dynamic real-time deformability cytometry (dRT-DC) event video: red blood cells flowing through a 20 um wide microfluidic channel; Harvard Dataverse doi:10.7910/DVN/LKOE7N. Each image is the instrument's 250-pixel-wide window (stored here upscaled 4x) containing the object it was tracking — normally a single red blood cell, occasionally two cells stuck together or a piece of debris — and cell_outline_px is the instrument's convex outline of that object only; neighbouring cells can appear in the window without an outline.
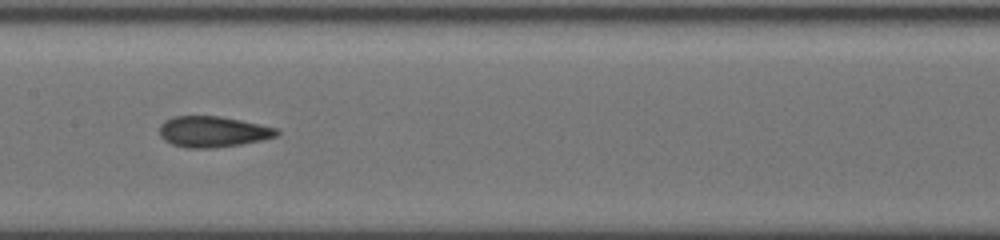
{"species": "common noctule bat (a hibernating species)", "species_latin": "Nyctalus noctula", "temperature_condition": "cold", "stored_images_in_passage": 19, "camera_frame_rate_fps": 3000, "um_per_image_px": 0.085, "animal": {"sex": "female", "body_mass_g": 19.5, "forearm_length_mm": 54.1}, "frame": {"image": 1, "passage_image": 16, "time_ms": 10.0, "image_size_px": [1000, 240], "cell_outline_px": [[280, 132], [276, 136], [260, 140], [240, 144], [212, 148], [184, 148], [172, 144], [164, 140], [160, 136], [160, 124], [164, 120], [176, 116], [220, 116], [260, 124], [276, 128]], "centroid_in_image_um": [18.06, 11.19], "position_along_channel_um": 189.3, "area_um2": 21.04}}
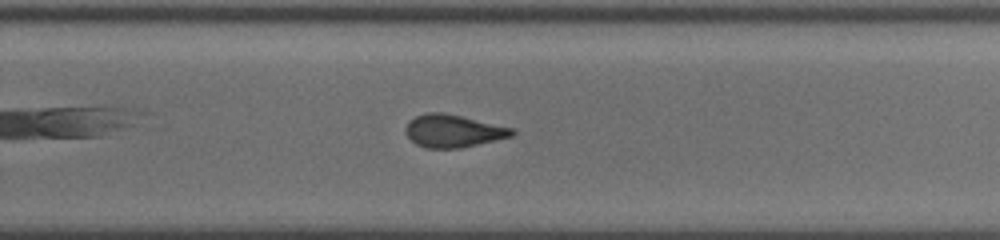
{"frame": {"image": 2, "passage_image": 19, "time_ms": 12.667, "image_size_px": [1000, 240], "cell_outline_px": [[516, 132], [512, 136], [460, 148], [424, 148], [416, 144], [404, 132], [404, 128], [408, 120], [416, 116], [428, 112], [444, 112], [512, 128]], "centroid_in_image_um": [38.46, 11.13], "position_along_channel_um": 291.3, "area_um2": 20.17}}